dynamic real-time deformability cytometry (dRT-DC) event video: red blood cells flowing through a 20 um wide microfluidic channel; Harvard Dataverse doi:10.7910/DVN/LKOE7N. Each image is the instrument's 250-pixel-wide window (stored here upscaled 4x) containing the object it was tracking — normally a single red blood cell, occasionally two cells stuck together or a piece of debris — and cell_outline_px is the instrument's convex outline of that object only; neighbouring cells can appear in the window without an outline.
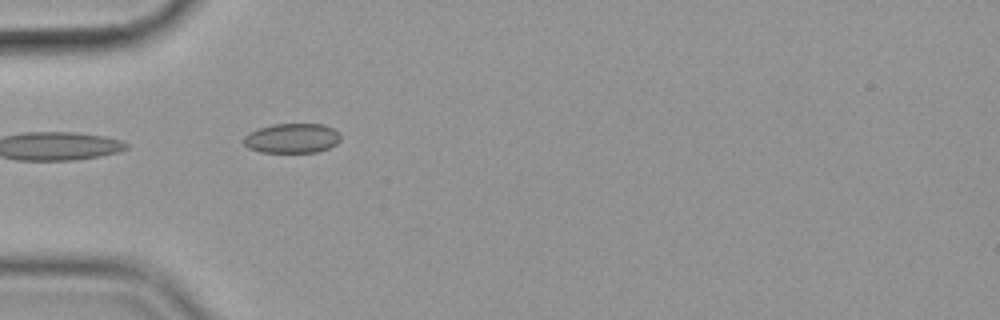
{"species": "common noctule bat (a hibernating species)", "species_latin": "Nyctalus noctula", "temperature_condition": "cold", "stored_images_in_passage": 3, "camera_frame_rate_fps": 3000, "um_per_image_px": 0.085, "animal": {"sex": "female", "body_mass_g": 19.9}, "frame": {"image": 1, "passage_image": 1, "time_ms": 0.0, "image_size_px": [1000, 320], "cell_outline_px": [[340, 140], [336, 144], [328, 148], [316, 152], [260, 152], [248, 148], [244, 144], [244, 136], [248, 132], [272, 124], [324, 124], [332, 128], [340, 136]], "centroid_in_image_um": [24.8, 11.75], "position_along_channel_um": 60.2, "area_um2": 16.7}}